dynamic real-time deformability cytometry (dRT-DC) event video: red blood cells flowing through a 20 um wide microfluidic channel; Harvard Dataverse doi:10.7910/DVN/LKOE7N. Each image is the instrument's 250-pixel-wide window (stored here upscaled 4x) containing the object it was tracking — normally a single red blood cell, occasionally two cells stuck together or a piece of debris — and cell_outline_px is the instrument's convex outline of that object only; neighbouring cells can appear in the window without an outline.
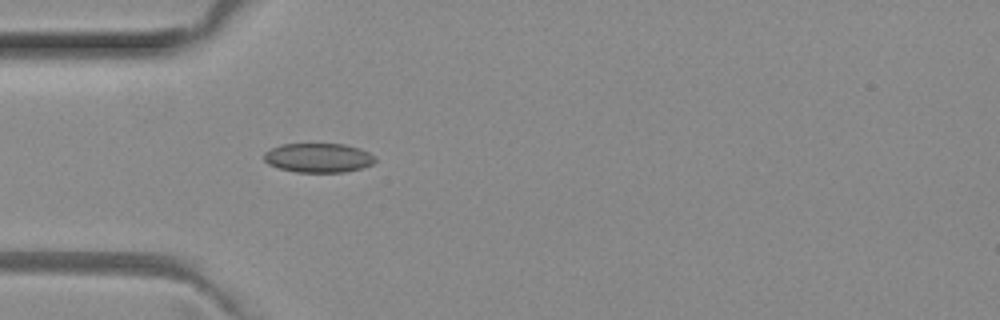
{"species": "common noctule bat (a hibernating species)", "species_latin": "Nyctalus noctula", "temperature_condition": "room temperature", "stored_images_in_passage": 4, "camera_frame_rate_fps": 3000, "um_per_image_px": 0.085, "animal": {"sex": "female", "body_mass_g": 29.2, "forearm_length_mm": 56.3}, "frame": {"image": 1, "passage_image": 4, "time_ms": 1.0, "image_size_px": [1000, 320], "cell_outline_px": [[376, 160], [372, 164], [360, 168], [344, 172], [296, 172], [280, 168], [268, 164], [264, 160], [264, 152], [280, 144], [344, 144], [360, 148], [376, 156]], "centroid_in_image_um": [27.06, 13.41], "position_along_channel_um": 57.9, "area_um2": 18.96}}